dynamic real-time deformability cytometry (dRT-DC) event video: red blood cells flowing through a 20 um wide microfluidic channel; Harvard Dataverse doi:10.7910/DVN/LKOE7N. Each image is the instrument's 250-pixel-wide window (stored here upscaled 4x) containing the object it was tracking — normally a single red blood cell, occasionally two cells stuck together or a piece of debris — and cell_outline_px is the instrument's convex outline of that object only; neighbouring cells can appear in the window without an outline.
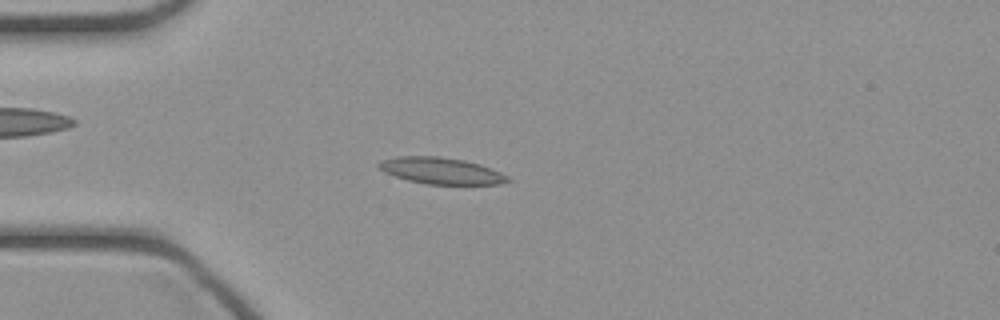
{"species": "common noctule bat (a hibernating species)", "species_latin": "Nyctalus noctula", "temperature_condition": "cold", "stored_images_in_passage": 46, "camera_frame_rate_fps": 3000, "um_per_image_px": 0.085, "animal": {"sex": "female", "body_mass_g": 21.9}, "frame": {"image": 1, "passage_image": 12, "time_ms": 3.667, "image_size_px": [1000, 320], "cell_outline_px": [[512, 180], [500, 184], [428, 184], [408, 180], [384, 172], [376, 164], [380, 160], [396, 156], [440, 156], [464, 160], [480, 164], [500, 172], [508, 176]], "centroid_in_image_um": [37.49, 14.5], "position_along_channel_um": 47.5, "area_um2": 19.88}}
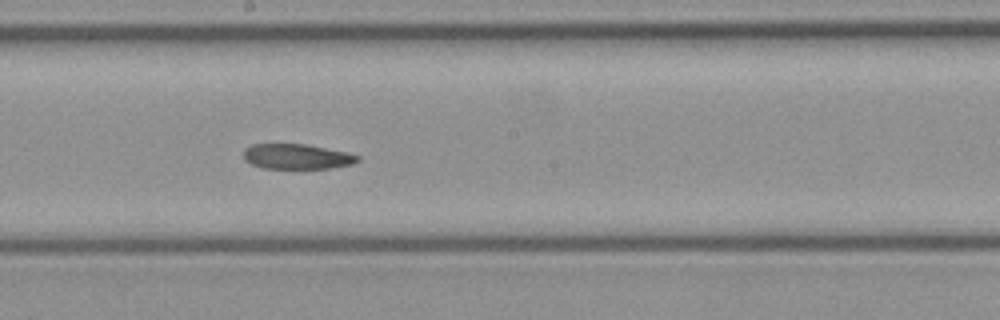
{"frame": {"image": 2, "passage_image": 25, "time_ms": 8.0, "image_size_px": [1000, 320], "cell_outline_px": [[360, 160], [352, 164], [328, 168], [264, 168], [252, 164], [244, 160], [244, 148], [252, 144], [308, 144], [348, 152], [360, 156]], "centroid_in_image_um": [25.25, 13.29], "position_along_channel_um": 223.0, "area_um2": 16.76}}
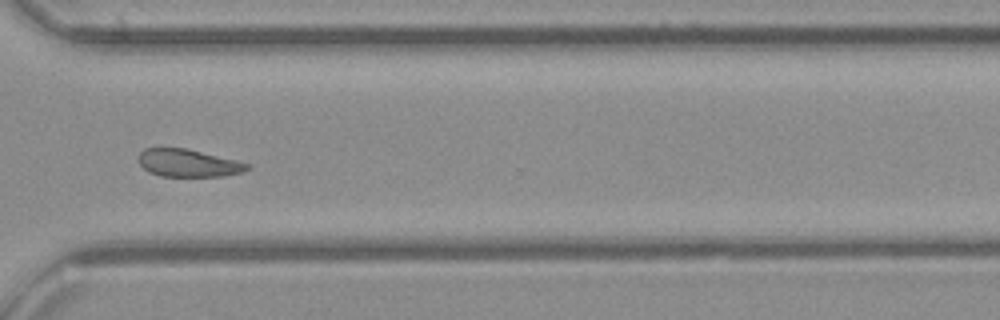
{"frame": {"image": 3, "passage_image": 34, "time_ms": 11.0, "image_size_px": [1000, 320], "cell_outline_px": [[252, 164], [248, 168], [240, 172], [224, 176], [160, 176], [148, 172], [140, 164], [136, 156], [144, 148], [188, 148]], "centroid_in_image_um": [15.96, 13.85], "position_along_channel_um": 354.6, "area_um2": 17.57}}